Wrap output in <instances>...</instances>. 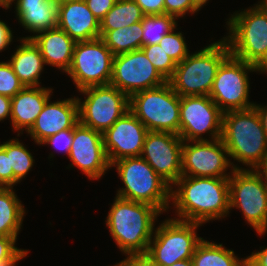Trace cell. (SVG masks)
Instances as JSON below:
<instances>
[{"label": "cell", "mask_w": 267, "mask_h": 266, "mask_svg": "<svg viewBox=\"0 0 267 266\" xmlns=\"http://www.w3.org/2000/svg\"><path fill=\"white\" fill-rule=\"evenodd\" d=\"M172 186L173 219L205 224L229 214V178L181 176Z\"/></svg>", "instance_id": "cell-1"}, {"label": "cell", "mask_w": 267, "mask_h": 266, "mask_svg": "<svg viewBox=\"0 0 267 266\" xmlns=\"http://www.w3.org/2000/svg\"><path fill=\"white\" fill-rule=\"evenodd\" d=\"M159 214L162 213L152 205L116 196L106 226L122 253H146Z\"/></svg>", "instance_id": "cell-2"}, {"label": "cell", "mask_w": 267, "mask_h": 266, "mask_svg": "<svg viewBox=\"0 0 267 266\" xmlns=\"http://www.w3.org/2000/svg\"><path fill=\"white\" fill-rule=\"evenodd\" d=\"M221 140L228 156L249 169L267 157V136L255 107L224 112Z\"/></svg>", "instance_id": "cell-3"}, {"label": "cell", "mask_w": 267, "mask_h": 266, "mask_svg": "<svg viewBox=\"0 0 267 266\" xmlns=\"http://www.w3.org/2000/svg\"><path fill=\"white\" fill-rule=\"evenodd\" d=\"M229 55L225 39L215 41L193 54L189 53L177 64L168 82L180 97L209 96L217 70Z\"/></svg>", "instance_id": "cell-4"}, {"label": "cell", "mask_w": 267, "mask_h": 266, "mask_svg": "<svg viewBox=\"0 0 267 266\" xmlns=\"http://www.w3.org/2000/svg\"><path fill=\"white\" fill-rule=\"evenodd\" d=\"M124 187L116 196L146 203L161 213L168 210L171 200V186L141 157H126L113 162Z\"/></svg>", "instance_id": "cell-5"}, {"label": "cell", "mask_w": 267, "mask_h": 266, "mask_svg": "<svg viewBox=\"0 0 267 266\" xmlns=\"http://www.w3.org/2000/svg\"><path fill=\"white\" fill-rule=\"evenodd\" d=\"M129 110L148 131L179 135L180 96L168 81L161 86L132 94L129 97Z\"/></svg>", "instance_id": "cell-6"}, {"label": "cell", "mask_w": 267, "mask_h": 266, "mask_svg": "<svg viewBox=\"0 0 267 266\" xmlns=\"http://www.w3.org/2000/svg\"><path fill=\"white\" fill-rule=\"evenodd\" d=\"M254 5L231 14L229 35L223 38L232 56L256 66L267 53V15Z\"/></svg>", "instance_id": "cell-7"}, {"label": "cell", "mask_w": 267, "mask_h": 266, "mask_svg": "<svg viewBox=\"0 0 267 266\" xmlns=\"http://www.w3.org/2000/svg\"><path fill=\"white\" fill-rule=\"evenodd\" d=\"M229 208L241 209L259 235L267 231V190L255 169H233L229 177Z\"/></svg>", "instance_id": "cell-8"}, {"label": "cell", "mask_w": 267, "mask_h": 266, "mask_svg": "<svg viewBox=\"0 0 267 266\" xmlns=\"http://www.w3.org/2000/svg\"><path fill=\"white\" fill-rule=\"evenodd\" d=\"M203 224L165 219L158 225L149 242L147 254L161 266L192 259L197 245L203 240L198 237L197 228Z\"/></svg>", "instance_id": "cell-9"}, {"label": "cell", "mask_w": 267, "mask_h": 266, "mask_svg": "<svg viewBox=\"0 0 267 266\" xmlns=\"http://www.w3.org/2000/svg\"><path fill=\"white\" fill-rule=\"evenodd\" d=\"M84 101L77 97L79 123L104 133L126 111L129 97L111 84L91 86L79 90Z\"/></svg>", "instance_id": "cell-10"}, {"label": "cell", "mask_w": 267, "mask_h": 266, "mask_svg": "<svg viewBox=\"0 0 267 266\" xmlns=\"http://www.w3.org/2000/svg\"><path fill=\"white\" fill-rule=\"evenodd\" d=\"M254 71L256 72L255 65L230 54L217 70L209 97L223 112L254 107V103L248 99V72Z\"/></svg>", "instance_id": "cell-11"}, {"label": "cell", "mask_w": 267, "mask_h": 266, "mask_svg": "<svg viewBox=\"0 0 267 266\" xmlns=\"http://www.w3.org/2000/svg\"><path fill=\"white\" fill-rule=\"evenodd\" d=\"M114 54L101 38L76 42L72 63L66 74L78 90L108 85L112 77Z\"/></svg>", "instance_id": "cell-12"}, {"label": "cell", "mask_w": 267, "mask_h": 266, "mask_svg": "<svg viewBox=\"0 0 267 266\" xmlns=\"http://www.w3.org/2000/svg\"><path fill=\"white\" fill-rule=\"evenodd\" d=\"M223 113L209 96L180 97L179 136L183 141L220 139ZM204 133H210L211 139L201 137Z\"/></svg>", "instance_id": "cell-13"}, {"label": "cell", "mask_w": 267, "mask_h": 266, "mask_svg": "<svg viewBox=\"0 0 267 266\" xmlns=\"http://www.w3.org/2000/svg\"><path fill=\"white\" fill-rule=\"evenodd\" d=\"M227 157L228 151L221 138L183 141L182 176L229 178L233 169L243 168L234 165ZM228 167L231 168L229 174L226 173Z\"/></svg>", "instance_id": "cell-14"}, {"label": "cell", "mask_w": 267, "mask_h": 266, "mask_svg": "<svg viewBox=\"0 0 267 266\" xmlns=\"http://www.w3.org/2000/svg\"><path fill=\"white\" fill-rule=\"evenodd\" d=\"M166 82L167 80L153 66L142 49L114 56L109 84L128 97Z\"/></svg>", "instance_id": "cell-15"}, {"label": "cell", "mask_w": 267, "mask_h": 266, "mask_svg": "<svg viewBox=\"0 0 267 266\" xmlns=\"http://www.w3.org/2000/svg\"><path fill=\"white\" fill-rule=\"evenodd\" d=\"M182 138L171 132L148 131L141 157L171 187L182 176Z\"/></svg>", "instance_id": "cell-16"}, {"label": "cell", "mask_w": 267, "mask_h": 266, "mask_svg": "<svg viewBox=\"0 0 267 266\" xmlns=\"http://www.w3.org/2000/svg\"><path fill=\"white\" fill-rule=\"evenodd\" d=\"M69 159L91 180L100 179L111 169L103 141V133L78 123L73 128Z\"/></svg>", "instance_id": "cell-17"}, {"label": "cell", "mask_w": 267, "mask_h": 266, "mask_svg": "<svg viewBox=\"0 0 267 266\" xmlns=\"http://www.w3.org/2000/svg\"><path fill=\"white\" fill-rule=\"evenodd\" d=\"M148 130L130 111H126L103 133L104 149L110 165L122 158L141 156Z\"/></svg>", "instance_id": "cell-18"}, {"label": "cell", "mask_w": 267, "mask_h": 266, "mask_svg": "<svg viewBox=\"0 0 267 266\" xmlns=\"http://www.w3.org/2000/svg\"><path fill=\"white\" fill-rule=\"evenodd\" d=\"M79 123L78 102L76 98L51 102L44 105L34 125L27 132L35 144H41L46 138L66 130L73 129Z\"/></svg>", "instance_id": "cell-19"}, {"label": "cell", "mask_w": 267, "mask_h": 266, "mask_svg": "<svg viewBox=\"0 0 267 266\" xmlns=\"http://www.w3.org/2000/svg\"><path fill=\"white\" fill-rule=\"evenodd\" d=\"M58 28L75 42L100 38V21L84 0H71L58 5Z\"/></svg>", "instance_id": "cell-20"}, {"label": "cell", "mask_w": 267, "mask_h": 266, "mask_svg": "<svg viewBox=\"0 0 267 266\" xmlns=\"http://www.w3.org/2000/svg\"><path fill=\"white\" fill-rule=\"evenodd\" d=\"M52 90V88L40 86H27L11 98L10 120L12 128L18 132L17 136L21 131L23 134L24 130L27 133L31 129L44 105L50 99Z\"/></svg>", "instance_id": "cell-21"}, {"label": "cell", "mask_w": 267, "mask_h": 266, "mask_svg": "<svg viewBox=\"0 0 267 266\" xmlns=\"http://www.w3.org/2000/svg\"><path fill=\"white\" fill-rule=\"evenodd\" d=\"M23 38L32 39L39 47L45 64L65 73L69 70L76 42L64 30L55 27Z\"/></svg>", "instance_id": "cell-22"}, {"label": "cell", "mask_w": 267, "mask_h": 266, "mask_svg": "<svg viewBox=\"0 0 267 266\" xmlns=\"http://www.w3.org/2000/svg\"><path fill=\"white\" fill-rule=\"evenodd\" d=\"M16 16L22 26L38 34L58 25V5L50 0H15Z\"/></svg>", "instance_id": "cell-23"}, {"label": "cell", "mask_w": 267, "mask_h": 266, "mask_svg": "<svg viewBox=\"0 0 267 266\" xmlns=\"http://www.w3.org/2000/svg\"><path fill=\"white\" fill-rule=\"evenodd\" d=\"M20 41L8 62L24 87L40 86L39 77L45 63L39 47L32 39L21 38Z\"/></svg>", "instance_id": "cell-24"}, {"label": "cell", "mask_w": 267, "mask_h": 266, "mask_svg": "<svg viewBox=\"0 0 267 266\" xmlns=\"http://www.w3.org/2000/svg\"><path fill=\"white\" fill-rule=\"evenodd\" d=\"M13 188L0 187V236L17 237L25 215Z\"/></svg>", "instance_id": "cell-25"}, {"label": "cell", "mask_w": 267, "mask_h": 266, "mask_svg": "<svg viewBox=\"0 0 267 266\" xmlns=\"http://www.w3.org/2000/svg\"><path fill=\"white\" fill-rule=\"evenodd\" d=\"M233 250L203 239L192 256L193 266H243L246 258H237Z\"/></svg>", "instance_id": "cell-26"}, {"label": "cell", "mask_w": 267, "mask_h": 266, "mask_svg": "<svg viewBox=\"0 0 267 266\" xmlns=\"http://www.w3.org/2000/svg\"><path fill=\"white\" fill-rule=\"evenodd\" d=\"M142 36V21L115 30L100 31V38L114 56L141 49Z\"/></svg>", "instance_id": "cell-27"}, {"label": "cell", "mask_w": 267, "mask_h": 266, "mask_svg": "<svg viewBox=\"0 0 267 266\" xmlns=\"http://www.w3.org/2000/svg\"><path fill=\"white\" fill-rule=\"evenodd\" d=\"M144 14L134 0H117L100 21V31L131 26L143 20Z\"/></svg>", "instance_id": "cell-28"}, {"label": "cell", "mask_w": 267, "mask_h": 266, "mask_svg": "<svg viewBox=\"0 0 267 266\" xmlns=\"http://www.w3.org/2000/svg\"><path fill=\"white\" fill-rule=\"evenodd\" d=\"M0 146L6 151L9 157L10 168L13 169L14 174V186L19 183L20 180L26 177L27 173L33 167L35 160L31 152L24 146L19 139H10Z\"/></svg>", "instance_id": "cell-29"}, {"label": "cell", "mask_w": 267, "mask_h": 266, "mask_svg": "<svg viewBox=\"0 0 267 266\" xmlns=\"http://www.w3.org/2000/svg\"><path fill=\"white\" fill-rule=\"evenodd\" d=\"M176 26L177 21L174 16L167 14L144 15L142 20V46L159 44L163 36L169 33Z\"/></svg>", "instance_id": "cell-30"}, {"label": "cell", "mask_w": 267, "mask_h": 266, "mask_svg": "<svg viewBox=\"0 0 267 266\" xmlns=\"http://www.w3.org/2000/svg\"><path fill=\"white\" fill-rule=\"evenodd\" d=\"M141 49L158 72L168 81L173 76L177 66L174 60L168 56L159 44L142 46Z\"/></svg>", "instance_id": "cell-31"}, {"label": "cell", "mask_w": 267, "mask_h": 266, "mask_svg": "<svg viewBox=\"0 0 267 266\" xmlns=\"http://www.w3.org/2000/svg\"><path fill=\"white\" fill-rule=\"evenodd\" d=\"M177 26L160 40L159 45L176 64L182 62L188 55L189 49L182 32H174Z\"/></svg>", "instance_id": "cell-32"}, {"label": "cell", "mask_w": 267, "mask_h": 266, "mask_svg": "<svg viewBox=\"0 0 267 266\" xmlns=\"http://www.w3.org/2000/svg\"><path fill=\"white\" fill-rule=\"evenodd\" d=\"M24 88L8 61L0 62V95L12 98Z\"/></svg>", "instance_id": "cell-33"}, {"label": "cell", "mask_w": 267, "mask_h": 266, "mask_svg": "<svg viewBox=\"0 0 267 266\" xmlns=\"http://www.w3.org/2000/svg\"><path fill=\"white\" fill-rule=\"evenodd\" d=\"M165 14L174 16L176 19L184 17L189 12L194 14L199 9L192 3V0H164Z\"/></svg>", "instance_id": "cell-34"}, {"label": "cell", "mask_w": 267, "mask_h": 266, "mask_svg": "<svg viewBox=\"0 0 267 266\" xmlns=\"http://www.w3.org/2000/svg\"><path fill=\"white\" fill-rule=\"evenodd\" d=\"M72 141L73 129H66L46 138L40 145H51L56 150L64 151L69 157Z\"/></svg>", "instance_id": "cell-35"}, {"label": "cell", "mask_w": 267, "mask_h": 266, "mask_svg": "<svg viewBox=\"0 0 267 266\" xmlns=\"http://www.w3.org/2000/svg\"><path fill=\"white\" fill-rule=\"evenodd\" d=\"M17 237L0 236V261L10 258H24L28 255V250L16 247Z\"/></svg>", "instance_id": "cell-36"}, {"label": "cell", "mask_w": 267, "mask_h": 266, "mask_svg": "<svg viewBox=\"0 0 267 266\" xmlns=\"http://www.w3.org/2000/svg\"><path fill=\"white\" fill-rule=\"evenodd\" d=\"M14 174L10 168L9 157L6 151L0 146V187L13 188Z\"/></svg>", "instance_id": "cell-37"}, {"label": "cell", "mask_w": 267, "mask_h": 266, "mask_svg": "<svg viewBox=\"0 0 267 266\" xmlns=\"http://www.w3.org/2000/svg\"><path fill=\"white\" fill-rule=\"evenodd\" d=\"M93 15L101 21L117 0H84Z\"/></svg>", "instance_id": "cell-38"}, {"label": "cell", "mask_w": 267, "mask_h": 266, "mask_svg": "<svg viewBox=\"0 0 267 266\" xmlns=\"http://www.w3.org/2000/svg\"><path fill=\"white\" fill-rule=\"evenodd\" d=\"M144 15L165 14L164 0H134Z\"/></svg>", "instance_id": "cell-39"}, {"label": "cell", "mask_w": 267, "mask_h": 266, "mask_svg": "<svg viewBox=\"0 0 267 266\" xmlns=\"http://www.w3.org/2000/svg\"><path fill=\"white\" fill-rule=\"evenodd\" d=\"M122 266H161L147 253L130 254L119 262Z\"/></svg>", "instance_id": "cell-40"}, {"label": "cell", "mask_w": 267, "mask_h": 266, "mask_svg": "<svg viewBox=\"0 0 267 266\" xmlns=\"http://www.w3.org/2000/svg\"><path fill=\"white\" fill-rule=\"evenodd\" d=\"M13 41V33L11 28L2 20H0V52L5 50Z\"/></svg>", "instance_id": "cell-41"}, {"label": "cell", "mask_w": 267, "mask_h": 266, "mask_svg": "<svg viewBox=\"0 0 267 266\" xmlns=\"http://www.w3.org/2000/svg\"><path fill=\"white\" fill-rule=\"evenodd\" d=\"M246 263L249 266H267V247L259 252H252L248 257L246 256Z\"/></svg>", "instance_id": "cell-42"}, {"label": "cell", "mask_w": 267, "mask_h": 266, "mask_svg": "<svg viewBox=\"0 0 267 266\" xmlns=\"http://www.w3.org/2000/svg\"><path fill=\"white\" fill-rule=\"evenodd\" d=\"M11 98L0 95V121L11 118Z\"/></svg>", "instance_id": "cell-43"}, {"label": "cell", "mask_w": 267, "mask_h": 266, "mask_svg": "<svg viewBox=\"0 0 267 266\" xmlns=\"http://www.w3.org/2000/svg\"><path fill=\"white\" fill-rule=\"evenodd\" d=\"M254 107L261 118L263 130L265 131L266 136H267V106L264 107V105L261 106V105L254 103Z\"/></svg>", "instance_id": "cell-44"}, {"label": "cell", "mask_w": 267, "mask_h": 266, "mask_svg": "<svg viewBox=\"0 0 267 266\" xmlns=\"http://www.w3.org/2000/svg\"><path fill=\"white\" fill-rule=\"evenodd\" d=\"M255 171L261 176L267 190V157L255 168Z\"/></svg>", "instance_id": "cell-45"}, {"label": "cell", "mask_w": 267, "mask_h": 266, "mask_svg": "<svg viewBox=\"0 0 267 266\" xmlns=\"http://www.w3.org/2000/svg\"><path fill=\"white\" fill-rule=\"evenodd\" d=\"M257 72H265L267 73V53L263 57V59L255 66Z\"/></svg>", "instance_id": "cell-46"}, {"label": "cell", "mask_w": 267, "mask_h": 266, "mask_svg": "<svg viewBox=\"0 0 267 266\" xmlns=\"http://www.w3.org/2000/svg\"><path fill=\"white\" fill-rule=\"evenodd\" d=\"M23 258H10L6 261H0V266H16L17 262Z\"/></svg>", "instance_id": "cell-47"}, {"label": "cell", "mask_w": 267, "mask_h": 266, "mask_svg": "<svg viewBox=\"0 0 267 266\" xmlns=\"http://www.w3.org/2000/svg\"><path fill=\"white\" fill-rule=\"evenodd\" d=\"M170 266H193V263L191 259H186V260L177 261Z\"/></svg>", "instance_id": "cell-48"}, {"label": "cell", "mask_w": 267, "mask_h": 266, "mask_svg": "<svg viewBox=\"0 0 267 266\" xmlns=\"http://www.w3.org/2000/svg\"><path fill=\"white\" fill-rule=\"evenodd\" d=\"M209 0H192V3L201 10L202 6H204Z\"/></svg>", "instance_id": "cell-49"}, {"label": "cell", "mask_w": 267, "mask_h": 266, "mask_svg": "<svg viewBox=\"0 0 267 266\" xmlns=\"http://www.w3.org/2000/svg\"><path fill=\"white\" fill-rule=\"evenodd\" d=\"M261 10L267 15V0H260L257 4Z\"/></svg>", "instance_id": "cell-50"}, {"label": "cell", "mask_w": 267, "mask_h": 266, "mask_svg": "<svg viewBox=\"0 0 267 266\" xmlns=\"http://www.w3.org/2000/svg\"><path fill=\"white\" fill-rule=\"evenodd\" d=\"M0 6L6 10L10 8V0H0Z\"/></svg>", "instance_id": "cell-51"}, {"label": "cell", "mask_w": 267, "mask_h": 266, "mask_svg": "<svg viewBox=\"0 0 267 266\" xmlns=\"http://www.w3.org/2000/svg\"><path fill=\"white\" fill-rule=\"evenodd\" d=\"M50 1L56 5H60V4L66 3V2L71 1V0H50Z\"/></svg>", "instance_id": "cell-52"}, {"label": "cell", "mask_w": 267, "mask_h": 266, "mask_svg": "<svg viewBox=\"0 0 267 266\" xmlns=\"http://www.w3.org/2000/svg\"><path fill=\"white\" fill-rule=\"evenodd\" d=\"M15 0H10V7H11V5H12V3L14 2Z\"/></svg>", "instance_id": "cell-53"}, {"label": "cell", "mask_w": 267, "mask_h": 266, "mask_svg": "<svg viewBox=\"0 0 267 266\" xmlns=\"http://www.w3.org/2000/svg\"><path fill=\"white\" fill-rule=\"evenodd\" d=\"M114 266H122L120 263L115 264Z\"/></svg>", "instance_id": "cell-54"}]
</instances>
